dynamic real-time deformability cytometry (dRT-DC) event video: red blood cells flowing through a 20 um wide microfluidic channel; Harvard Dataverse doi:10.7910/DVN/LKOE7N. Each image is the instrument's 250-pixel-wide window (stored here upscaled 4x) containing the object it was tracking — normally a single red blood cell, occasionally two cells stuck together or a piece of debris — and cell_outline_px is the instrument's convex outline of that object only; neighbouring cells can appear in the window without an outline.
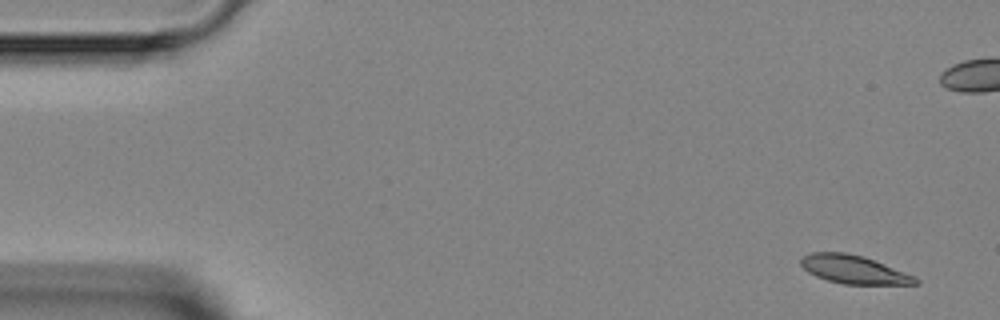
{"species": "Egyptian fruit bat (a non-hibernating species)", "species_latin": "Rousettus aegyptiacus", "temperature_condition": "room temperature", "stored_images_in_passage": 4, "camera_frame_rate_fps": 3000, "um_per_image_px": 0.085, "animal": {"sex": "female"}, "frame": {"image": 1, "passage_image": 1, "time_ms": 0.0, "image_size_px": [1000, 320], "cell_outline_px": [[920, 284], [844, 284], [828, 280], [816, 276], [808, 272], [800, 264], [800, 260], [804, 256], [812, 252], [844, 252], [864, 256], [916, 276], [920, 280]], "centroid_in_image_um": [72.6, 22.91], "position_along_channel_um": 12.4, "area_um2": 18.9}}